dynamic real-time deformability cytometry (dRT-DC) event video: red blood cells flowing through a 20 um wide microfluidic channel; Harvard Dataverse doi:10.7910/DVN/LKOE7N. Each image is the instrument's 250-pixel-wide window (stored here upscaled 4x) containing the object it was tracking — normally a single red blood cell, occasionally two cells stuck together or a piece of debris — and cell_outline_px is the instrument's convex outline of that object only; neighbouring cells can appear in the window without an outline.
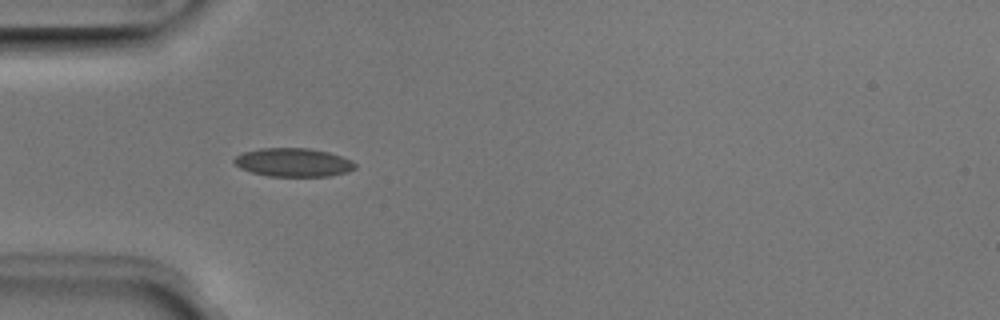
{"species": "Egyptian fruit bat (a non-hibernating species)", "species_latin": "Rousettus aegyptiacus", "temperature_condition": "room temperature", "stored_images_in_passage": 6, "camera_frame_rate_fps": 3000, "um_per_image_px": 0.085, "animal": {"sex": "male"}, "frame": {"image": 1, "passage_image": 4, "time_ms": 1.0, "image_size_px": [1000, 320], "cell_outline_px": [[356, 168], [348, 172], [328, 176], [268, 176], [252, 172], [240, 168], [232, 160], [236, 156], [244, 152], [260, 148], [308, 148], [328, 152], [352, 160], [356, 164]], "centroid_in_image_um": [24.94, 13.8], "position_along_channel_um": 60.1, "area_um2": 20.06}}
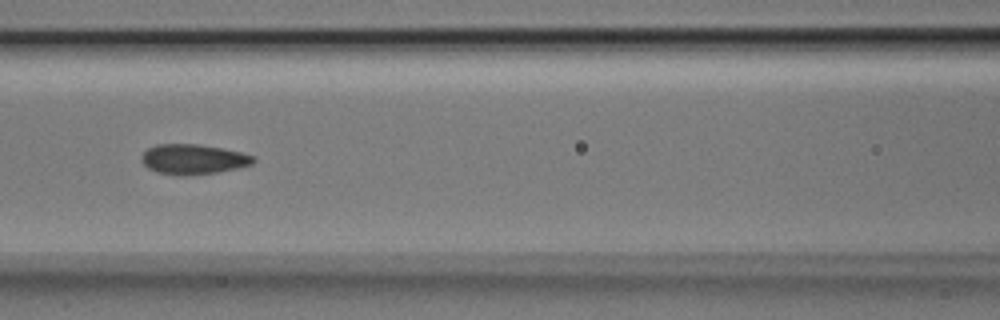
{"frame": {"image": 2, "passage_image": 6, "time_ms": 1.667, "image_size_px": [1000, 320], "cell_outline_px": [[256, 160], [252, 164], [236, 168], [216, 172], [184, 176], [176, 176], [156, 172], [148, 168], [140, 160], [140, 156], [148, 148], [156, 144], [200, 144], [224, 148], [256, 156]], "centroid_in_image_um": [16.4, 13.53], "position_along_channel_um": 150.2, "area_um2": 19.83}}